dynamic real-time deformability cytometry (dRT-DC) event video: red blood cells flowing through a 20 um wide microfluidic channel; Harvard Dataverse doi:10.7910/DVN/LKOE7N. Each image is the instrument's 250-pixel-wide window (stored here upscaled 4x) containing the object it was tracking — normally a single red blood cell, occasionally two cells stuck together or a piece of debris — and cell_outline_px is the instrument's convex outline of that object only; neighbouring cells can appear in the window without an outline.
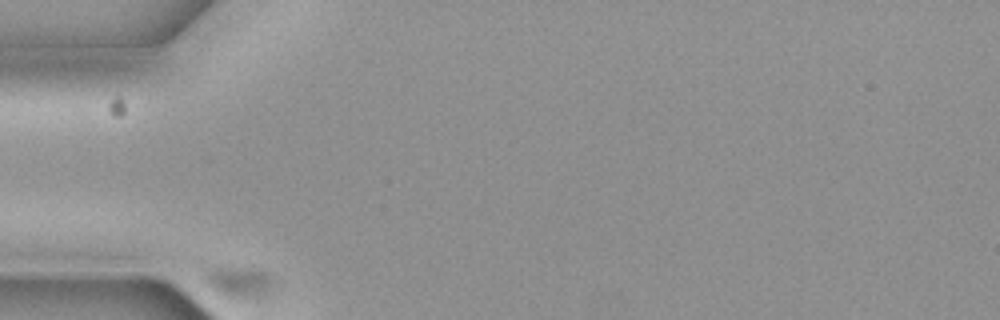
{"species": "common noctule bat (a hibernating species)", "species_latin": "Nyctalus noctula", "temperature_condition": "cold", "stored_images_in_passage": 2, "camera_frame_rate_fps": 3000, "um_per_image_px": 0.085, "animal": {"sex": "female", "body_mass_g": 19.3, "forearm_length_mm": 54.1}, "frame": {"image": 1, "passage_image": 1, "time_ms": 0.0, "image_size_px": [1000, 320], "cell_outline_px": [[280, 284], [276, 292], [268, 296], [228, 296], [220, 292], [208, 284], [204, 280], [200, 272], [204, 268], [212, 264], [220, 264], [260, 268], [268, 272]], "centroid_in_image_um": [20.4, 23.84], "position_along_channel_um": 64.6, "area_um2": 13.93}}